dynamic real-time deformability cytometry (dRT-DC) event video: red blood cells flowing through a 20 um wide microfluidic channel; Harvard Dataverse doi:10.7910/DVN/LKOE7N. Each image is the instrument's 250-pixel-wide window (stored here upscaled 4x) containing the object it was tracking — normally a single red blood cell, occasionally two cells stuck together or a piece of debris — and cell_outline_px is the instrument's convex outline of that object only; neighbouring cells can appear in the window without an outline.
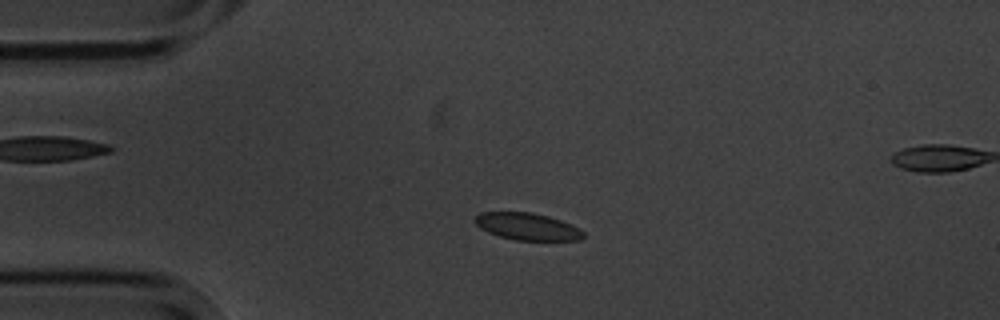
{"species": "common noctule bat (a hibernating species)", "species_latin": "Nyctalus noctula", "temperature_condition": "cold", "stored_images_in_passage": 5, "camera_frame_rate_fps": 3000, "um_per_image_px": 0.085, "animal": {"sex": "male", "body_mass_g": 20.1, "forearm_length_mm": 53.5}, "frame": {"image": 1, "passage_image": 3, "time_ms": 2.667, "image_size_px": [1000, 320], "cell_outline_px": [[584, 236], [580, 240], [516, 240], [500, 236], [488, 232], [480, 228], [472, 220], [480, 212], [532, 212], [548, 216], [560, 220], [580, 228], [584, 232]], "centroid_in_image_um": [44.81, 19.25], "position_along_channel_um": 40.2, "area_um2": 17.11}}